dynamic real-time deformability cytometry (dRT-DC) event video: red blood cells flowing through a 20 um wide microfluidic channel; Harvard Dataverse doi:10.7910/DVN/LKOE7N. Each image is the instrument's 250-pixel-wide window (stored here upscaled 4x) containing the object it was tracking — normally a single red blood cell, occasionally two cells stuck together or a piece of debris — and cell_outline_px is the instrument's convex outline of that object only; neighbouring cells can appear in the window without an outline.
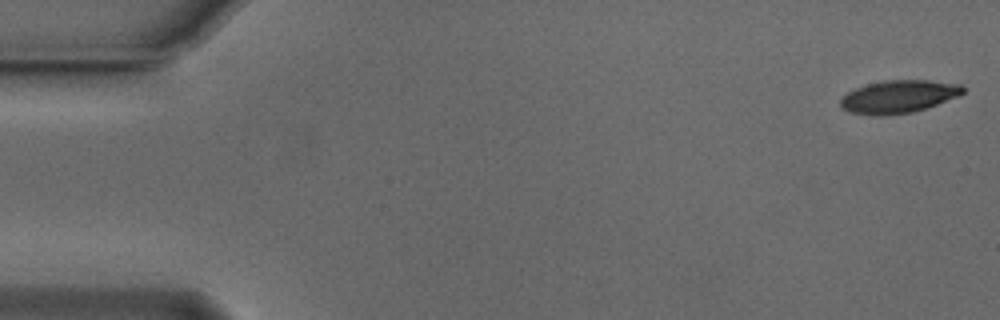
{"species": "Egyptian fruit bat (a non-hibernating species)", "species_latin": "Rousettus aegyptiacus", "temperature_condition": "cold", "stored_images_in_passage": 54, "camera_frame_rate_fps": 3000, "um_per_image_px": 0.085, "animal": {"sex": "male"}, "frame": {"image": 1, "passage_image": 1, "time_ms": 0.0, "image_size_px": [1000, 320], "cell_outline_px": [[964, 92], [960, 96], [912, 112], [876, 116], [852, 112], [844, 108], [840, 104], [840, 100], [848, 92], [856, 88], [868, 84], [884, 80], [928, 80], [960, 84], [964, 88]], "centroid_in_image_um": [76.41, 8.2], "position_along_channel_um": 8.6, "area_um2": 23.06}}
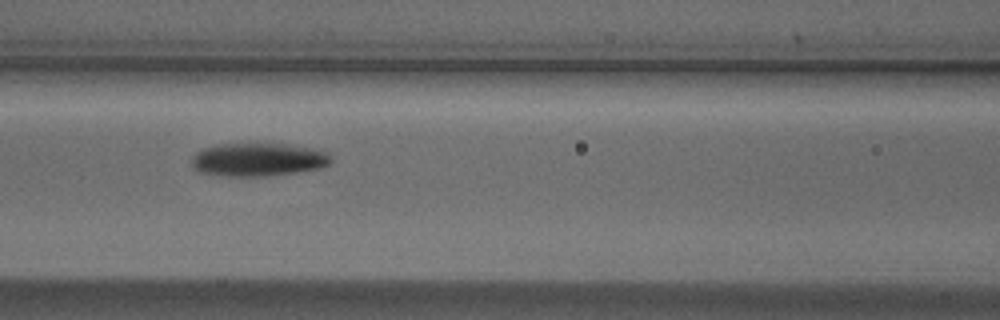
{"frame": {"image": 2, "passage_image": 23, "time_ms": 7.333, "image_size_px": [1000, 320], "cell_outline_px": [[332, 160], [328, 164], [320, 168], [296, 172], [264, 176], [232, 176], [200, 172], [192, 164], [192, 156], [196, 152], [204, 148], [216, 144], [288, 144], [312, 148], [328, 152], [332, 156]], "centroid_in_image_um": [21.97, 13.55], "position_along_channel_um": 144.6, "area_um2": 26.82}}
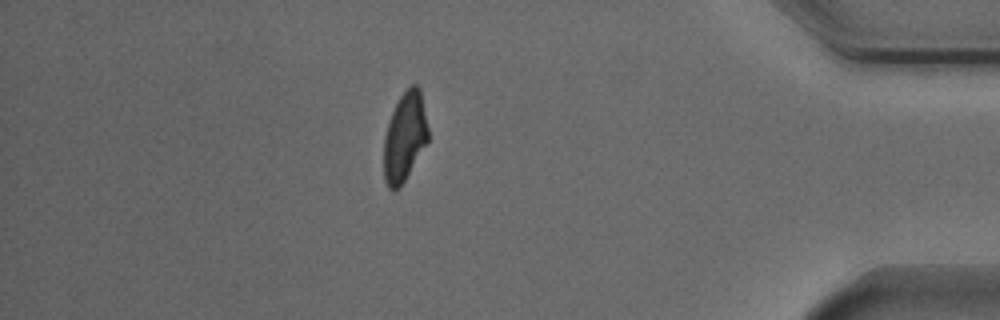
{"frame": {"image": 3, "passage_image": 47, "time_ms": 15.333, "image_size_px": [1000, 320], "cell_outline_px": [[428, 140], [400, 188], [388, 188], [384, 180], [384, 136], [392, 112], [400, 96], [412, 84], [416, 84], [420, 88], [428, 128]], "centroid_in_image_um": [34.4, 11.63], "position_along_channel_um": 400.8, "area_um2": 22.66}, "authors_computed_cell_mechanics": {"area_um2": 24.7962, "velocity_mm_per_s": 3.7434, "shape_relaxation_time_tau1_ms": 2.6238, "shape_relaxation_time_tau2_ms": null, "deformation_change_tau1": 0.1366, "deformation_change_tau2": null}}